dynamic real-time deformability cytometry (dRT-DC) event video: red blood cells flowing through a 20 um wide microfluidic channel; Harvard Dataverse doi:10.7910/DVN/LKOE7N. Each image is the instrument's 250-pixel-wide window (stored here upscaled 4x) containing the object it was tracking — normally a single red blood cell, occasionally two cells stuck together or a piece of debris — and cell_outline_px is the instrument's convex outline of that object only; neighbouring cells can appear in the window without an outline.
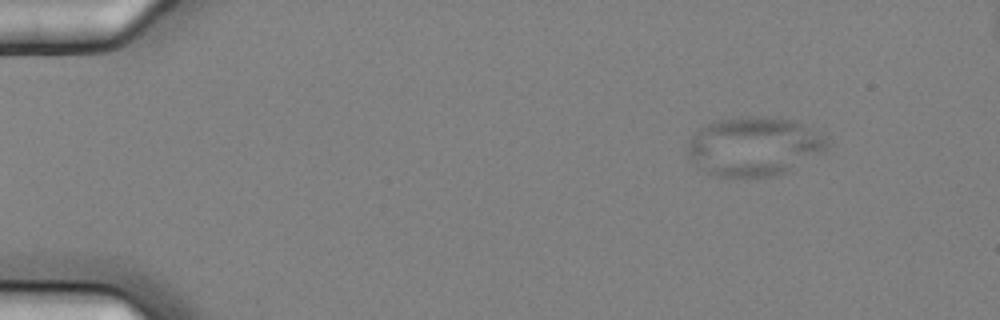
{"species": "common noctule bat (a hibernating species)", "species_latin": "Nyctalus noctula", "temperature_condition": "cold", "stored_images_in_passage": 9, "camera_frame_rate_fps": 3000, "um_per_image_px": 0.085, "animal": {"sex": "female", "body_mass_g": 25.1}, "frame": {"image": 1, "passage_image": 1, "time_ms": 0.0, "image_size_px": [1000, 320], "cell_outline_px": [[828, 144], [820, 152], [784, 172], [768, 176], [716, 176], [700, 168], [688, 152], [688, 140], [704, 124], [716, 120], [744, 116], [764, 116], [792, 120], [828, 132]], "centroid_in_image_um": [64.12, 12.39], "position_along_channel_um": 20.9, "area_um2": 47.57}}
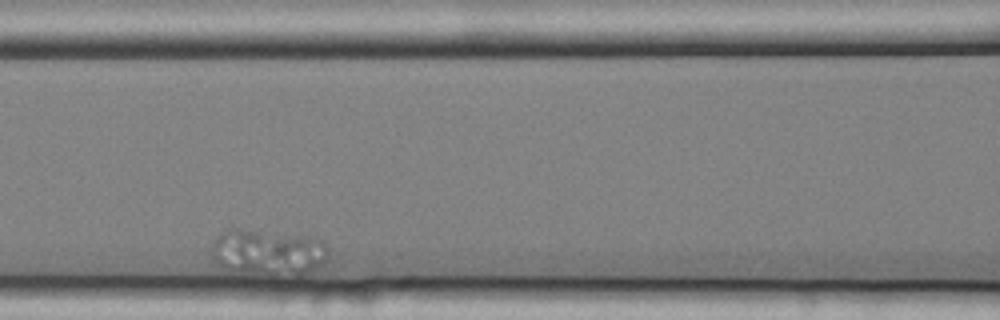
{"frame": {"image": 2, "passage_image": 6, "time_ms": 1.667, "image_size_px": [1000, 320], "cell_outline_px": [[328, 252], [324, 264], [308, 276], [252, 276], [240, 272], [220, 264], [212, 256], [208, 248], [212, 240], [224, 228], [240, 228], [316, 236], [324, 240], [328, 248]], "centroid_in_image_um": [22.83, 21.45], "position_along_channel_um": 143.8, "area_um2": 33.23}}
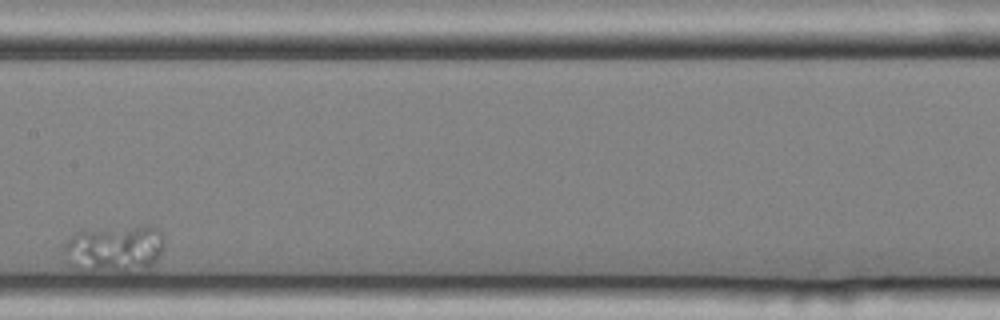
{"frame": {"image": 3, "passage_image": 8, "time_ms": 2.333, "image_size_px": [1000, 320], "cell_outline_px": [[164, 248], [160, 256], [148, 268], [128, 272], [80, 272], [72, 268], [64, 260], [64, 240], [72, 232], [84, 228], [144, 224], [148, 224], [156, 228], [160, 232], [164, 240]], "centroid_in_image_um": [9.65, 21.12], "position_along_channel_um": 197.8, "area_um2": 29.65}}